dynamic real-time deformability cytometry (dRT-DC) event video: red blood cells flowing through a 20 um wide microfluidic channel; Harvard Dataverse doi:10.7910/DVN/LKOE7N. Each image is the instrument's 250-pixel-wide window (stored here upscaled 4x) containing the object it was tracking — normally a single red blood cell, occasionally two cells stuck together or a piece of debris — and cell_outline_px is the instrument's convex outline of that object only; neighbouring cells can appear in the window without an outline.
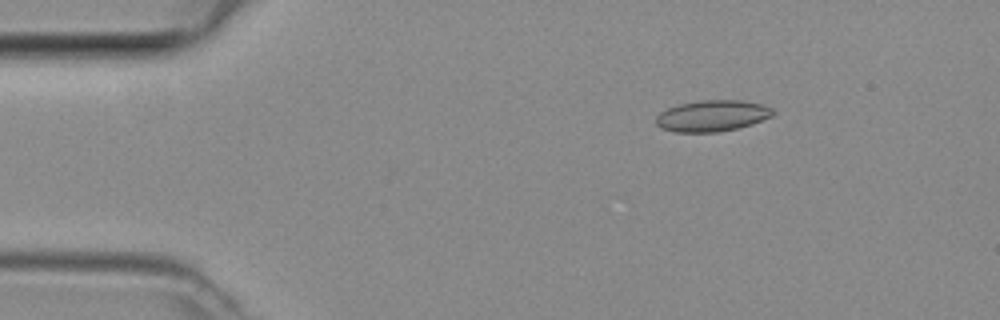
{"species": "common noctule bat (a hibernating species)", "species_latin": "Nyctalus noctula", "temperature_condition": "room temperature", "stored_images_in_passage": 47, "camera_frame_rate_fps": 3000, "um_per_image_px": 0.085, "animal": {"sex": "female", "body_mass_g": 29.2, "forearm_length_mm": 56.3}, "frame": {"image": 1, "passage_image": 7, "time_ms": 2.0, "image_size_px": [1000, 320], "cell_outline_px": [[776, 112], [772, 116], [752, 124], [740, 128], [716, 132], [676, 132], [660, 128], [656, 124], [656, 116], [660, 112], [668, 108], [680, 104], [700, 100], [740, 100], [764, 104], [772, 108]], "centroid_in_image_um": [60.56, 9.84], "position_along_channel_um": 24.4, "area_um2": 21.44}}
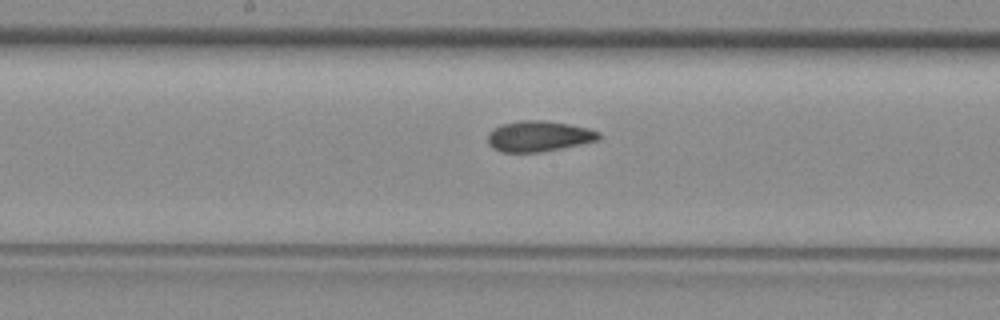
{"frame": {"image": 2, "passage_image": 24, "time_ms": 7.667, "image_size_px": [1000, 320], "cell_outline_px": [[600, 140], [540, 152], [504, 152], [492, 148], [488, 144], [488, 132], [492, 128], [500, 124], [520, 120], [544, 120], [568, 124], [588, 128], [600, 132]], "centroid_in_image_um": [45.76, 11.57], "position_along_channel_um": 202.4, "area_um2": 19.94}}
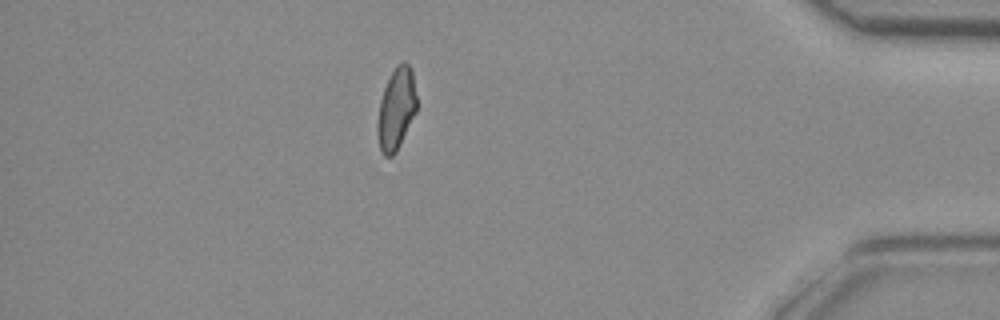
{"frame": {"image": 3, "passage_image": 41, "time_ms": 13.333, "image_size_px": [1000, 320], "cell_outline_px": [[416, 112], [396, 152], [392, 156], [384, 156], [380, 148], [376, 128], [380, 100], [384, 88], [396, 64], [404, 60], [412, 68], [416, 96]], "centroid_in_image_um": [33.68, 9.23], "position_along_channel_um": 401.5, "area_um2": 18.67}}